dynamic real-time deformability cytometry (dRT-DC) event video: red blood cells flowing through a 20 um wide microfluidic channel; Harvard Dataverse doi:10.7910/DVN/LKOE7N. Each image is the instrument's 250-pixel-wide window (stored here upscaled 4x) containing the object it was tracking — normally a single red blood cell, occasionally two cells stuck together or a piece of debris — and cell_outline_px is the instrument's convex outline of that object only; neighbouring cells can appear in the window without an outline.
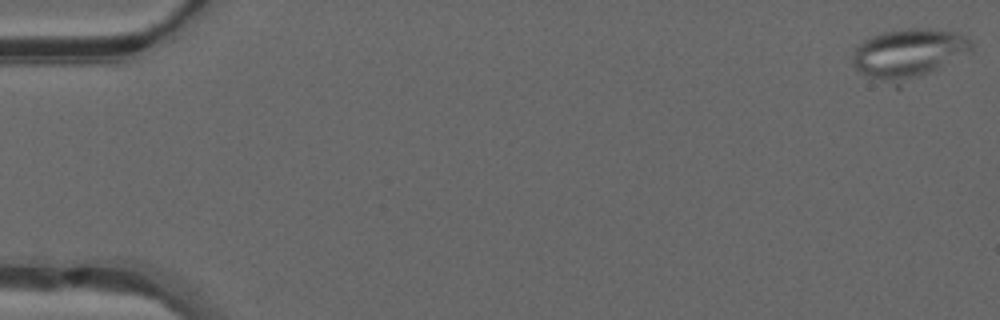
{"species": "common noctule bat (a hibernating species)", "species_latin": "Nyctalus noctula", "temperature_condition": "warm", "stored_images_in_passage": 8, "camera_frame_rate_fps": 3000, "um_per_image_px": 0.085, "animal": {"sex": "male", "forearm_length_mm": 52.5}, "frame": {"image": 1, "passage_image": 1, "time_ms": 0.0, "image_size_px": [1000, 320], "cell_outline_px": [[972, 48], [900, 88], [896, 88], [860, 72], [852, 64], [852, 52], [864, 40], [880, 32], [908, 28], [928, 28], [960, 32], [968, 36], [972, 40]], "centroid_in_image_um": [77.16, 4.56], "position_along_channel_um": 7.8, "area_um2": 34.39}}